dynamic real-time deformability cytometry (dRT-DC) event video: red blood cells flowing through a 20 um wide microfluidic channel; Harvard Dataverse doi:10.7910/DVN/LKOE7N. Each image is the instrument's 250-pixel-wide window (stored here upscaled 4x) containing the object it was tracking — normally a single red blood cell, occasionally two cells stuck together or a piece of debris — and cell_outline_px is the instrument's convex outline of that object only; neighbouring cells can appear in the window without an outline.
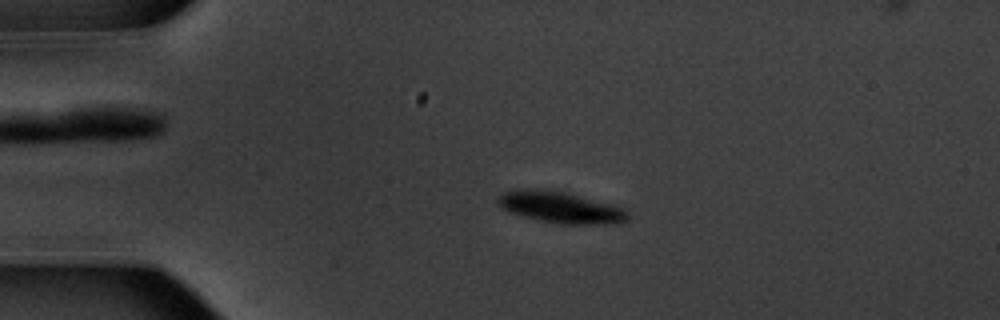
{"species": "common noctule bat (a hibernating species)", "species_latin": "Nyctalus noctula", "temperature_condition": "warm", "stored_images_in_passage": 54, "camera_frame_rate_fps": 3000, "um_per_image_px": 0.085, "animal": {"sex": "male", "body_mass_g": 20.1, "forearm_length_mm": 53.5}, "frame": {"image": 1, "passage_image": 12, "time_ms": 3.667, "image_size_px": [1000, 320], "cell_outline_px": [[628, 220], [612, 224], [560, 224], [536, 220], [508, 212], [500, 208], [496, 204], [496, 196], [504, 192], [516, 188], [552, 188], [616, 204], [624, 208], [628, 212]], "centroid_in_image_um": [47.6, 17.59], "position_along_channel_um": 37.4, "area_um2": 24.91}}
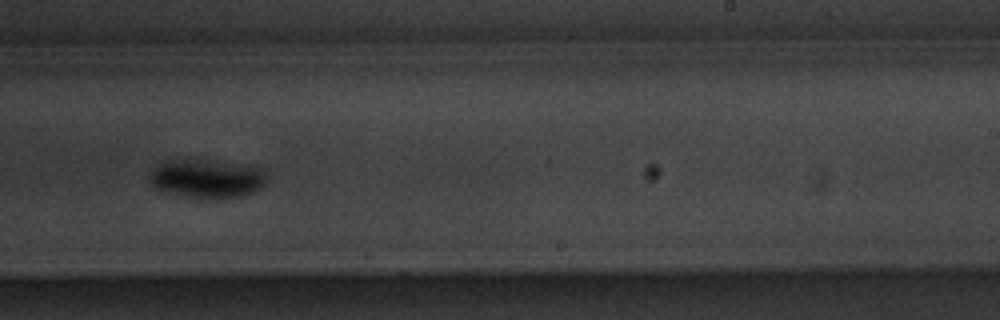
{"frame": {"image": 2, "passage_image": 34, "time_ms": 11.0, "image_size_px": [1000, 320], "cell_outline_px": [[264, 184], [260, 188], [252, 192], [240, 196], [188, 196], [156, 188], [148, 180], [148, 176], [160, 164], [176, 160], [208, 160], [260, 168], [264, 172]], "centroid_in_image_um": [17.57, 15.15], "position_along_channel_um": 271.4, "area_um2": 24.85}}
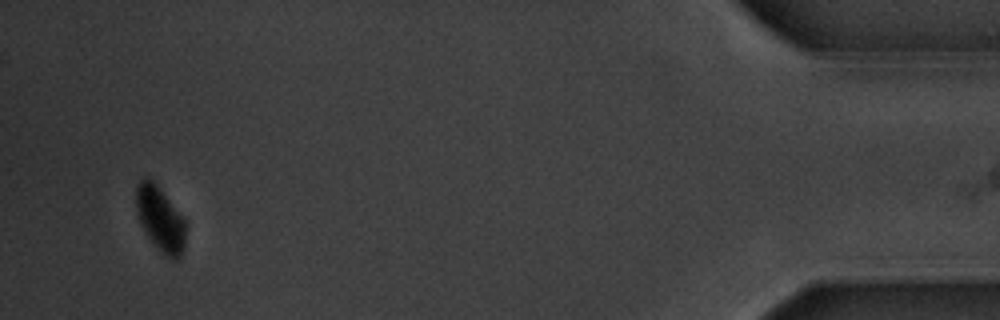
{"frame": {"image": 3, "passage_image": 52, "time_ms": 17.0, "image_size_px": [1000, 320], "cell_outline_px": [[188, 224], [184, 248], [180, 256], [176, 260], [172, 260], [164, 256], [160, 252], [148, 236], [140, 224], [136, 208], [136, 184], [144, 176], [148, 176], [156, 184]], "centroid_in_image_um": [13.63, 18.64], "position_along_channel_um": 421.6, "area_um2": 18.96}, "authors_computed_cell_mechanics": {"area_um2": 23.7269, "velocity_mm_per_s": 3.717, "shape_relaxation_time_tau1_ms": 1.2598, "shape_relaxation_time_tau2_ms": null, "deformation_change_tau1": 0.1226, "deformation_change_tau2": null}}